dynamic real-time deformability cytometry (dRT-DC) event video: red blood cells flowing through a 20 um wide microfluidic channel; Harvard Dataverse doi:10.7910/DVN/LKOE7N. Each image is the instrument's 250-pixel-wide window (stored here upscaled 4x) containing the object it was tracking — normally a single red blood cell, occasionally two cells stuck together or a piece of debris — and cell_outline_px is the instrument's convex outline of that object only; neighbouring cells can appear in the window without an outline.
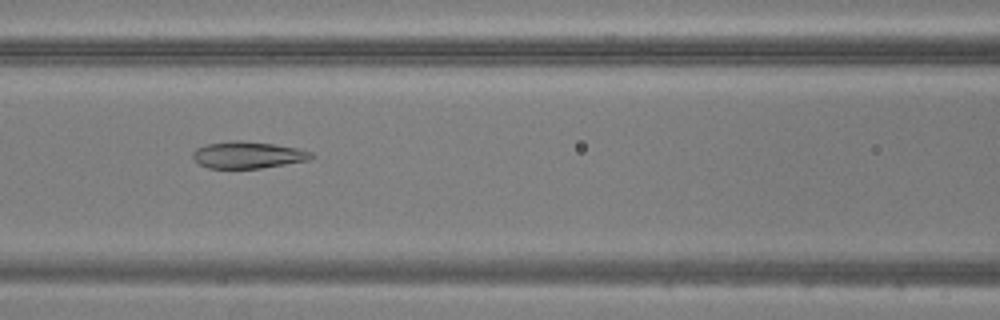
{"species": "common noctule bat (a hibernating species)", "species_latin": "Nyctalus noctula", "temperature_condition": "warm", "stored_images_in_passage": 49, "camera_frame_rate_fps": 3000, "um_per_image_px": 0.085, "animal": {"sex": "male", "body_mass_g": 20.5, "forearm_length_mm": 52.5}, "frame": {"image": 1, "passage_image": 21, "time_ms": 6.667, "image_size_px": [1000, 320], "cell_outline_px": [[316, 156], [308, 160], [260, 168], [208, 168], [200, 164], [192, 156], [192, 152], [196, 148], [208, 144], [232, 140], [244, 140], [272, 144], [296, 148], [312, 152]], "centroid_in_image_um": [21.06, 13.16], "position_along_channel_um": 145.5, "area_um2": 18.38}}
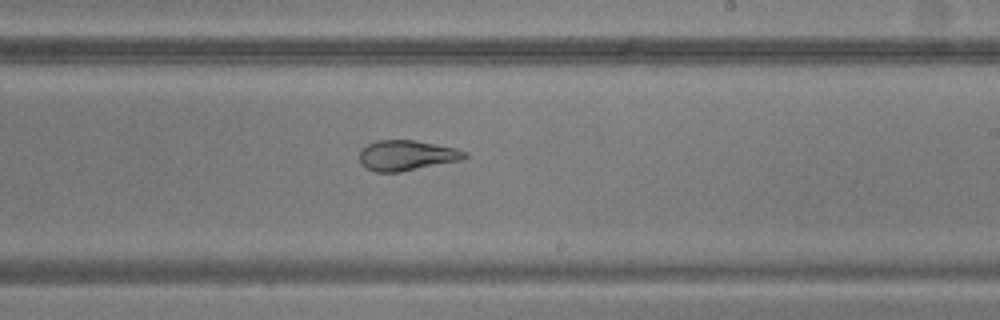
{"frame": {"image": 2, "passage_image": 29, "time_ms": 9.333, "image_size_px": [1000, 320], "cell_outline_px": [[468, 156], [464, 160], [400, 172], [376, 172], [360, 164], [360, 148], [376, 140], [416, 140], [456, 148], [468, 152]], "centroid_in_image_um": [34.6, 13.21], "position_along_channel_um": 254.4, "area_um2": 18.84}}
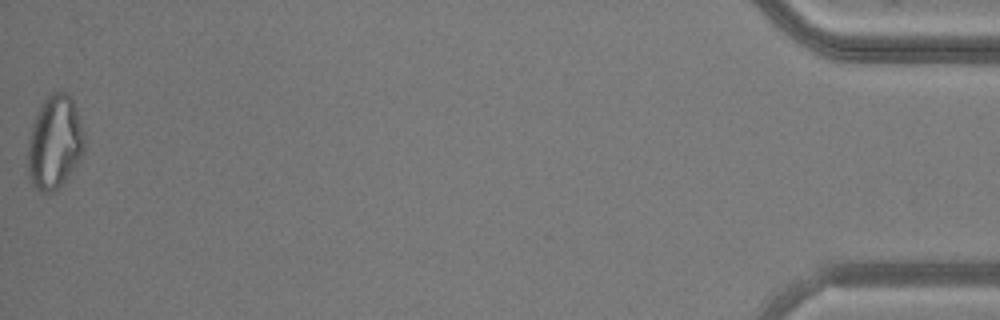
{"frame": {"image": 3, "passage_image": 49, "time_ms": 16.0, "image_size_px": [1000, 320], "cell_outline_px": [[84, 152], [76, 164], [64, 180], [52, 192], [40, 192], [32, 188], [28, 176], [28, 140], [32, 124], [40, 104], [52, 92], [64, 92], [72, 100], [76, 108], [84, 132]], "centroid_in_image_um": [4.62, 12.11], "position_along_channel_um": 430.6, "area_um2": 30.69}}